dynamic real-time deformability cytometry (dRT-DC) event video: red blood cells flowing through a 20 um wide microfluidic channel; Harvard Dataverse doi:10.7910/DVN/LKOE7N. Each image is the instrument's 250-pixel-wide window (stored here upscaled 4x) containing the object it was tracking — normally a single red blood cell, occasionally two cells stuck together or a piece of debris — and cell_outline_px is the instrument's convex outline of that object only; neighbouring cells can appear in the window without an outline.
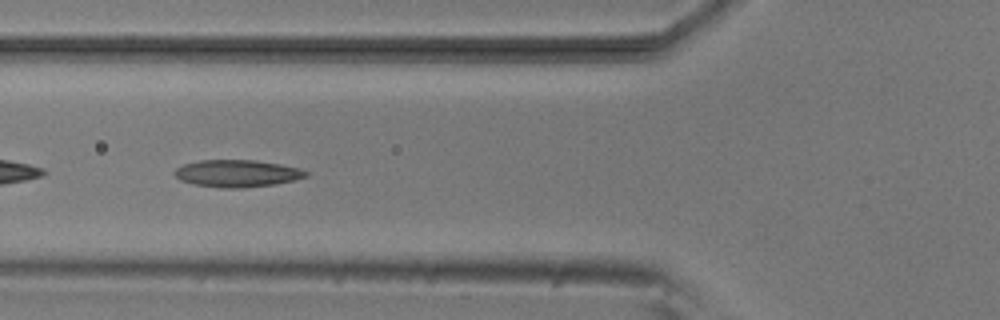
{"species": "common noctule bat (a hibernating species)", "species_latin": "Nyctalus noctula", "temperature_condition": "room temperature", "stored_images_in_passage": 40, "camera_frame_rate_fps": 3000, "um_per_image_px": 0.085, "animal": {"sex": "male", "body_mass_g": 20.5, "forearm_length_mm": 52.5}, "frame": {"image": 1, "passage_image": 6, "time_ms": 1.667, "image_size_px": [1000, 320], "cell_outline_px": [[308, 176], [296, 180], [276, 184], [244, 188], [224, 188], [196, 184], [180, 180], [172, 172], [176, 168], [184, 164], [200, 160], [256, 160], [280, 164], [300, 168], [308, 172]], "centroid_in_image_um": [20.19, 14.74], "position_along_channel_um": 105.6, "area_um2": 20.87}}
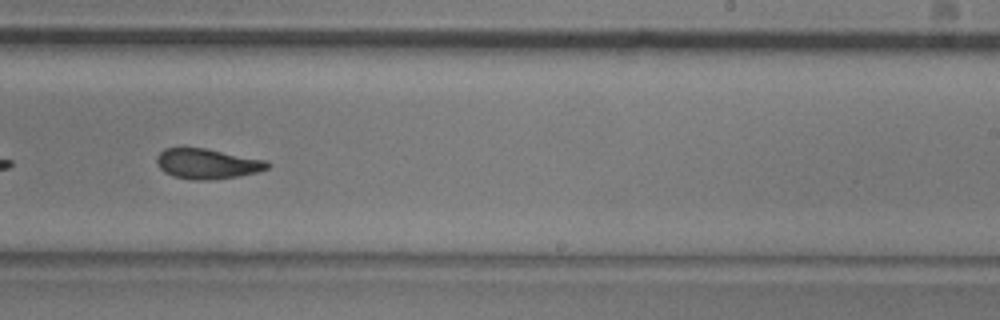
{"frame": {"image": 2, "passage_image": 19, "time_ms": 6.0, "image_size_px": [1000, 320], "cell_outline_px": [[272, 164], [268, 168], [256, 172], [236, 176], [208, 180], [192, 180], [172, 176], [164, 172], [160, 168], [156, 160], [156, 156], [164, 148], [204, 148], [268, 160]], "centroid_in_image_um": [17.62, 13.92], "position_along_channel_um": 271.4, "area_um2": 19.48}}
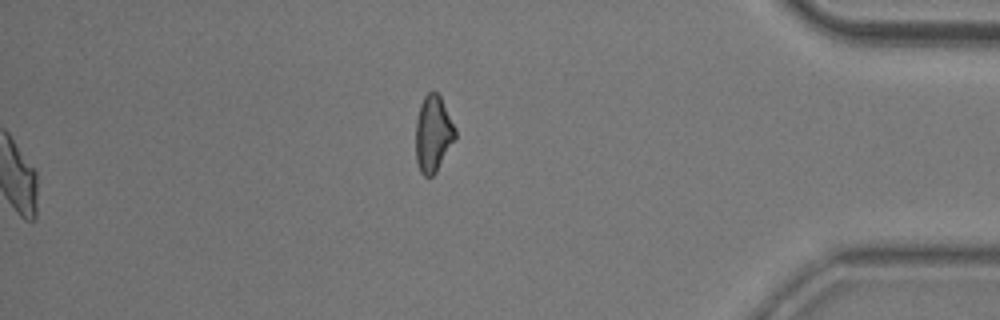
{"frame": {"image": 3, "passage_image": 40, "time_ms": 13.0, "image_size_px": [1000, 320], "cell_outline_px": [[456, 140], [436, 172], [432, 176], [424, 176], [420, 172], [416, 160], [416, 120], [420, 104], [424, 96], [432, 88], [440, 96], [456, 128]], "centroid_in_image_um": [36.83, 11.36], "position_along_channel_um": 398.4, "area_um2": 17.86}, "authors_computed_cell_mechanics": {"area_um2": 19.7676, "velocity_mm_per_s": 3.8249, "shape_relaxation_time_tau1_ms": 9.9816, "shape_relaxation_time_tau2_ms": 1.7695, "deformation_change_tau1": 0.2098, "deformation_change_tau2": 0.0804}}